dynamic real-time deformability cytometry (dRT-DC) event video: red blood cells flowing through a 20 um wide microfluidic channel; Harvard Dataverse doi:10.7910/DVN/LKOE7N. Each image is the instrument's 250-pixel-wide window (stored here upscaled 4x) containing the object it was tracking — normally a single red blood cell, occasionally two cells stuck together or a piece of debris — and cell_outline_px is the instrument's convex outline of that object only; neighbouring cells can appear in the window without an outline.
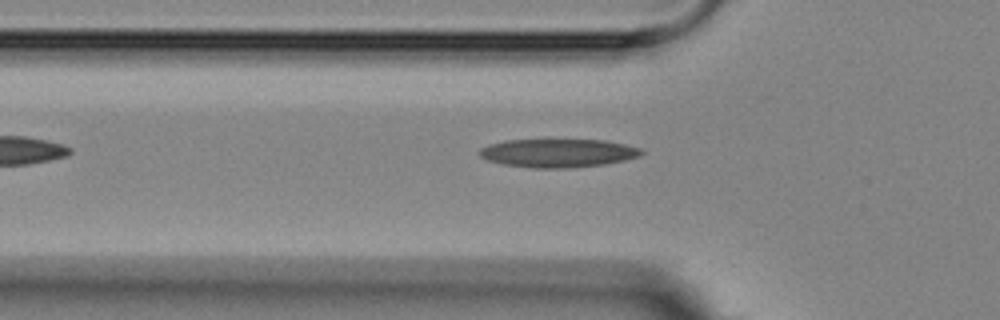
{"species": "Egyptian fruit bat (a non-hibernating species)", "species_latin": "Rousettus aegyptiacus", "temperature_condition": "room temperature", "stored_images_in_passage": 6, "camera_frame_rate_fps": 3000, "um_per_image_px": 0.085, "animal": {"sex": "female"}, "frame": {"image": 1, "passage_image": 5, "time_ms": 4.667, "image_size_px": [1000, 320], "cell_outline_px": [[644, 152], [640, 156], [624, 160], [604, 164], [568, 168], [532, 168], [504, 164], [488, 160], [480, 156], [476, 152], [480, 148], [488, 144], [504, 140], [604, 140], [624, 144], [640, 148]], "centroid_in_image_um": [47.39, 13.01], "position_along_channel_um": 78.4, "area_um2": 26.82}}
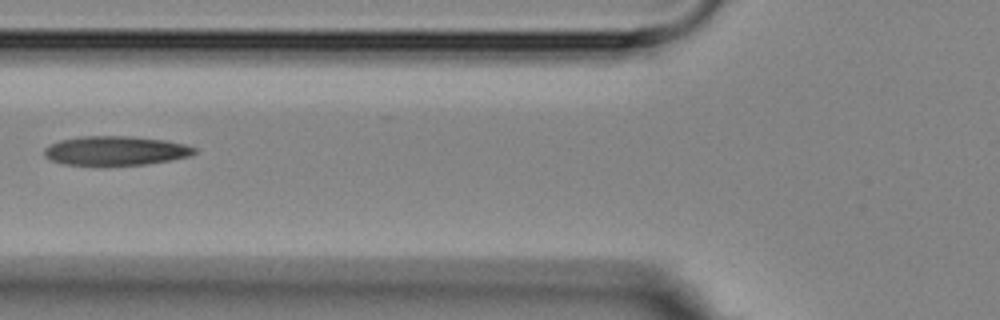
{"frame": {"image": 2, "passage_image": 6, "time_ms": 5.667, "image_size_px": [1000, 320], "cell_outline_px": [[196, 152], [188, 156], [172, 160], [148, 164], [64, 164], [52, 160], [44, 156], [44, 148], [60, 140], [80, 136], [132, 136], [164, 140], [184, 144], [196, 148]], "centroid_in_image_um": [9.84, 12.79], "position_along_channel_um": 116.0, "area_um2": 25.2}}